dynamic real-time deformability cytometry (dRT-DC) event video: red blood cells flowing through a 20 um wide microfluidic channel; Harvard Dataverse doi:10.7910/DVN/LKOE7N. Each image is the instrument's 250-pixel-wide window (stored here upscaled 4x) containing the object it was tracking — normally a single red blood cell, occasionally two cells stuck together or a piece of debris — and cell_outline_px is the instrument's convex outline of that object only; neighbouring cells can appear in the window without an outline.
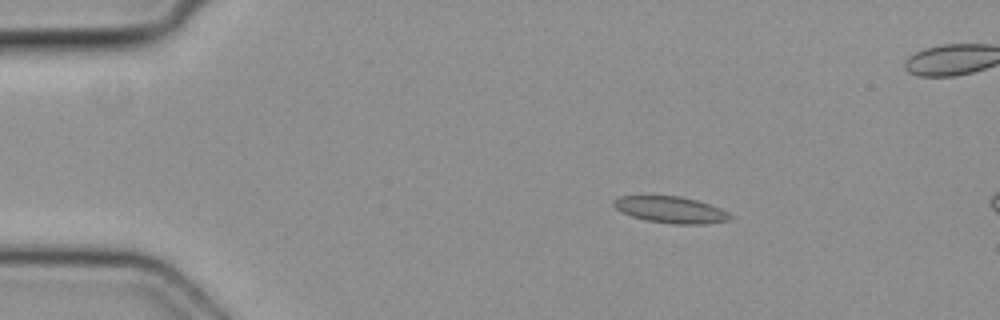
{"species": "common noctule bat (a hibernating species)", "species_latin": "Nyctalus noctula", "temperature_condition": "cold", "stored_images_in_passage": 4, "camera_frame_rate_fps": 3000, "um_per_image_px": 0.085, "animal": {"sex": "female", "body_mass_g": 19.3, "forearm_length_mm": 54.1}, "frame": {"image": 1, "passage_image": 2, "time_ms": 0.333, "image_size_px": [1000, 320], "cell_outline_px": [[732, 220], [704, 224], [672, 224], [644, 220], [620, 212], [612, 204], [612, 200], [620, 196], [680, 196], [696, 200], [720, 208], [728, 212], [732, 216]], "centroid_in_image_um": [57.0, 17.84], "position_along_channel_um": 28.0, "area_um2": 18.09}}